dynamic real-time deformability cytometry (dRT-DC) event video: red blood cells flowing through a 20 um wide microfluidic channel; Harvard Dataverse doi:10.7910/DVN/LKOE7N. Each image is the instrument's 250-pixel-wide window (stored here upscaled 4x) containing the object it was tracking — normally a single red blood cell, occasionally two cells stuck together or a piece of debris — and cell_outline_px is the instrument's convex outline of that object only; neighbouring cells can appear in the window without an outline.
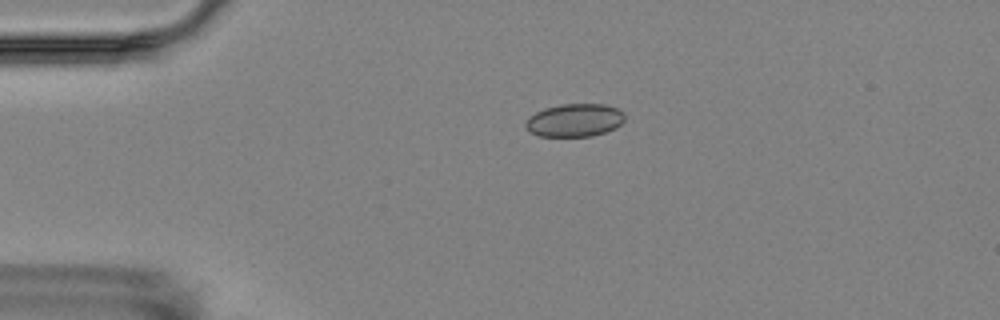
{"species": "Egyptian fruit bat (a non-hibernating species)", "species_latin": "Rousettus aegyptiacus", "temperature_condition": "room temperature", "stored_images_in_passage": 2, "camera_frame_rate_fps": 3000, "um_per_image_px": 0.085, "animal": {"sex": "female"}, "frame": {"image": 1, "passage_image": 1, "time_ms": 0.0, "image_size_px": [1000, 320], "cell_outline_px": [[624, 120], [616, 128], [592, 136], [540, 136], [528, 132], [524, 124], [528, 116], [544, 108], [560, 104], [604, 104], [616, 108], [624, 112]], "centroid_in_image_um": [48.81, 10.22], "position_along_channel_um": 36.2, "area_um2": 19.19}}